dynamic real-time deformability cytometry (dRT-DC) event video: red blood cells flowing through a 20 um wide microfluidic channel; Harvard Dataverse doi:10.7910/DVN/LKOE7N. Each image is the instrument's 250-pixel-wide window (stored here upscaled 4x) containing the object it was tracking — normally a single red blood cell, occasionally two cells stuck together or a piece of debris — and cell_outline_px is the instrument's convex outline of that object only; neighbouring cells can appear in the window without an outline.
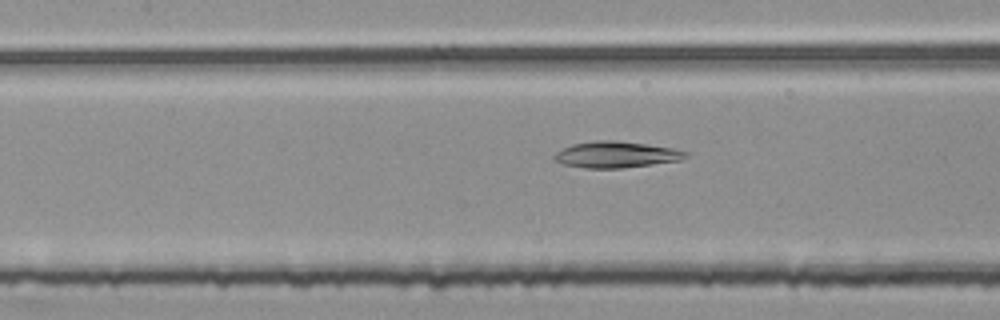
{"species": "common noctule bat (a hibernating species)", "species_latin": "Nyctalus noctula", "temperature_condition": "room temperature", "stored_images_in_passage": 54, "camera_frame_rate_fps": 3000, "um_per_image_px": 0.085, "animal": {"sex": "female", "body_mass_g": 25.1}, "frame": {"image": 1, "passage_image": 24, "time_ms": 7.667, "image_size_px": [1000, 320], "cell_outline_px": [[692, 156], [680, 160], [652, 164], [620, 168], [584, 168], [560, 164], [552, 156], [556, 152], [572, 144], [596, 140], [612, 140], [644, 144], [672, 148], [692, 152]], "centroid_in_image_um": [52.4, 13.14], "position_along_channel_um": 155.0, "area_um2": 20.17}}
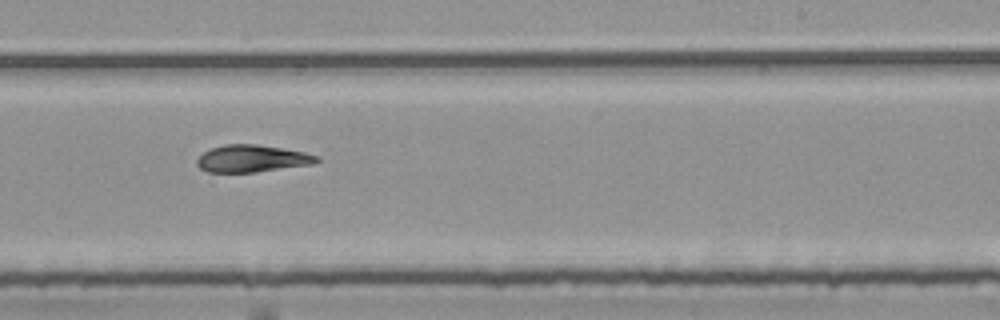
{"frame": {"image": 2, "passage_image": 33, "time_ms": 10.667, "image_size_px": [1000, 320], "cell_outline_px": [[320, 160], [312, 164], [256, 172], [208, 172], [200, 168], [196, 164], [196, 160], [208, 148], [224, 144], [256, 144], [304, 152], [320, 156]], "centroid_in_image_um": [21.4, 13.47], "position_along_channel_um": 267.6, "area_um2": 18.96}}
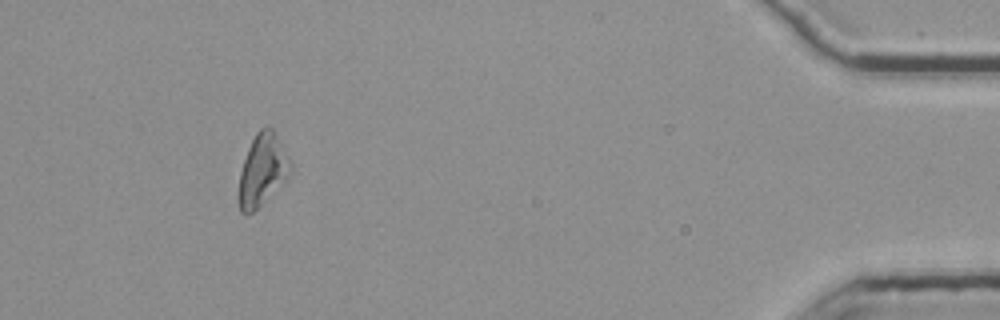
{"frame": {"image": 3, "passage_image": 50, "time_ms": 16.333, "image_size_px": [1000, 320], "cell_outline_px": [[292, 172], [252, 212], [244, 216], [240, 212], [236, 196], [240, 172], [248, 148], [256, 132], [260, 128], [268, 124], [272, 128], [292, 164]], "centroid_in_image_um": [22.25, 14.45], "position_along_channel_um": 412.9, "area_um2": 21.5}}